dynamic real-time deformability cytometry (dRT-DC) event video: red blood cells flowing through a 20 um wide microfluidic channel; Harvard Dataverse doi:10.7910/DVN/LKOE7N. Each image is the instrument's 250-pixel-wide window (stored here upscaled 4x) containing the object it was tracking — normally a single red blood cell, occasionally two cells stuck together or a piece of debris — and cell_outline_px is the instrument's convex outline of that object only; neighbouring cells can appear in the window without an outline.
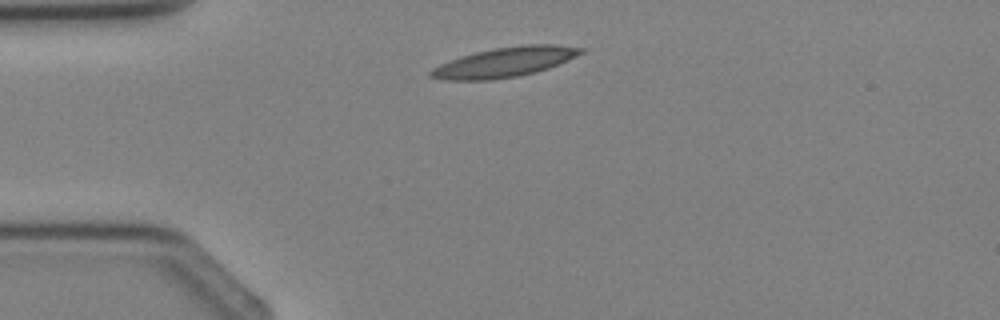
{"species": "Egyptian fruit bat (a non-hibernating species)", "species_latin": "Rousettus aegyptiacus", "temperature_condition": "cold", "stored_images_in_passage": 4, "camera_frame_rate_fps": 3000, "um_per_image_px": 0.085, "animal": {"sex": "female"}, "frame": {"image": 1, "passage_image": 4, "time_ms": 4.333, "image_size_px": [1000, 320], "cell_outline_px": [[588, 48], [584, 52], [568, 60], [548, 68], [536, 72], [516, 76], [492, 80], [444, 80], [428, 76], [428, 72], [432, 68], [440, 64], [460, 56], [476, 52], [496, 48], [520, 44], [556, 44]], "centroid_in_image_um": [42.92, 5.27], "position_along_channel_um": 42.1, "area_um2": 26.18}}